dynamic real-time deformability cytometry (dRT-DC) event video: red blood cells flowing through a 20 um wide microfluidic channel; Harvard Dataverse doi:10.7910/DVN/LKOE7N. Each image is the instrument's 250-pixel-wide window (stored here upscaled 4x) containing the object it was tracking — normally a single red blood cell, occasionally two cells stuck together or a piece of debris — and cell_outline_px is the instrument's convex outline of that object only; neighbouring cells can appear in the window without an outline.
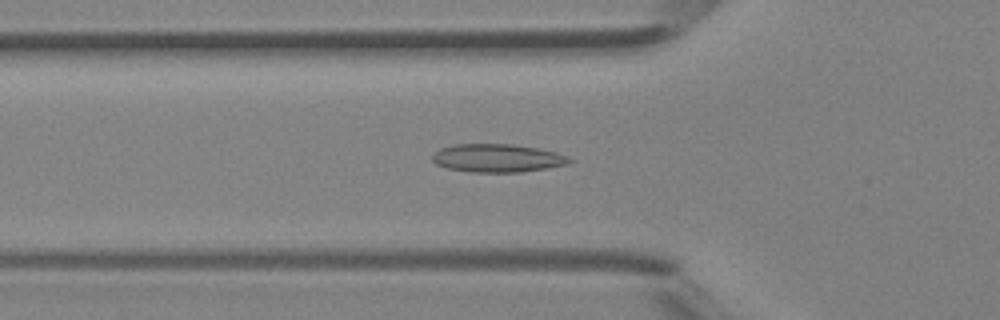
{"species": "Egyptian fruit bat (a non-hibernating species)", "species_latin": "Rousettus aegyptiacus", "temperature_condition": "room temperature", "stored_images_in_passage": 45, "camera_frame_rate_fps": 3000, "um_per_image_px": 0.085, "animal": {"sex": "female"}, "frame": {"image": 1, "passage_image": 15, "time_ms": 4.667, "image_size_px": [1000, 320], "cell_outline_px": [[572, 160], [568, 164], [520, 172], [468, 172], [448, 168], [436, 164], [432, 160], [432, 156], [440, 148], [456, 144], [512, 144], [540, 148], [564, 156]], "centroid_in_image_um": [42.22, 13.44], "position_along_channel_um": 83.6, "area_um2": 22.25}}
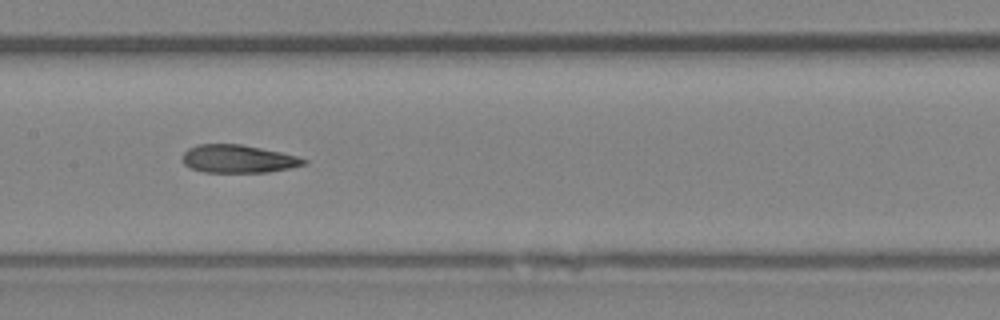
{"frame": {"image": 2, "passage_image": 22, "time_ms": 7.0, "image_size_px": [1000, 320], "cell_outline_px": [[308, 160], [304, 164], [288, 168], [268, 172], [204, 172], [192, 168], [184, 164], [180, 160], [180, 156], [188, 148], [196, 144], [240, 144], [280, 152], [296, 156]], "centroid_in_image_um": [20.16, 13.5], "position_along_channel_um": 187.2, "area_um2": 19.71}}
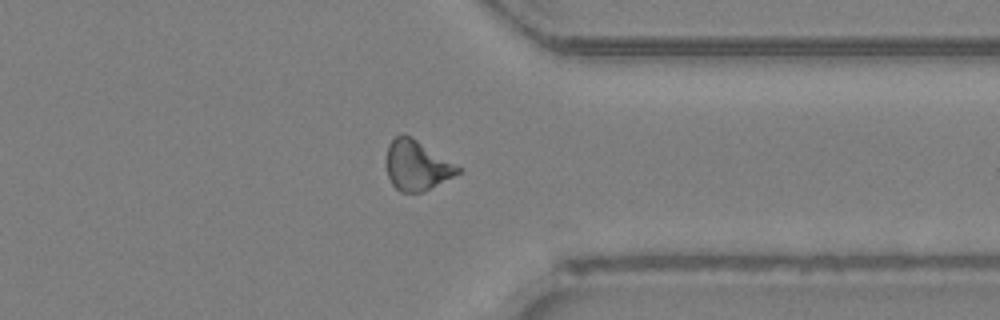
{"frame": {"image": 3, "passage_image": 35, "time_ms": 11.333, "image_size_px": [1000, 320], "cell_outline_px": [[460, 172], [424, 192], [400, 192], [392, 184], [388, 176], [384, 160], [388, 144], [396, 136], [412, 136], [460, 168]], "centroid_in_image_um": [35.36, 14.07], "position_along_channel_um": 376.0, "area_um2": 20.63}, "authors_computed_cell_mechanics": {"area_um2": 21.097, "velocity_mm_per_s": 4.4413, "shape_relaxation_time_tau1_ms": null, "shape_relaxation_time_tau2_ms": 4.77, "deformation_change_tau1": null, "deformation_change_tau2": 0.1241}}